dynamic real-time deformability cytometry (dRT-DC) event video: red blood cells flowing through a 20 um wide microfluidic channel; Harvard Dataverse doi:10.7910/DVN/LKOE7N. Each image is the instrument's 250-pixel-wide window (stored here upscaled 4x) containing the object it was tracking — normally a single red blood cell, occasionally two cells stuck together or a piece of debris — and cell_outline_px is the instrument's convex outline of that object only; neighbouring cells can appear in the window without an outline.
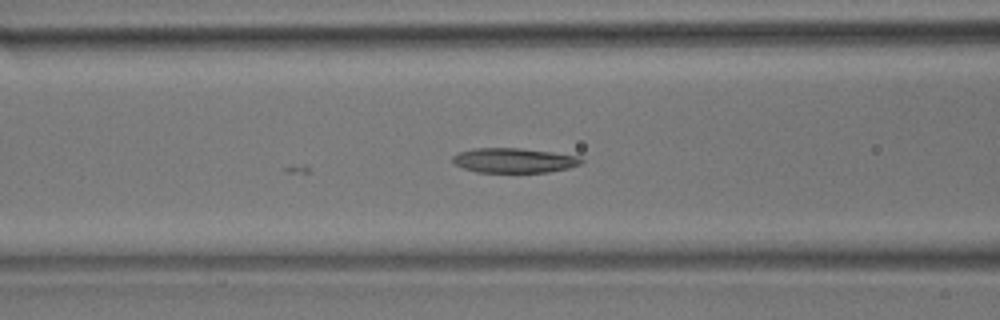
{"species": "common noctule bat (a hibernating species)", "species_latin": "Nyctalus noctula", "temperature_condition": "room temperature", "stored_images_in_passage": 5, "camera_frame_rate_fps": 3000, "um_per_image_px": 0.085, "animal": {"sex": "male", "body_mass_g": 17.9}, "frame": {"image": 1, "passage_image": 5, "time_ms": 1.333, "image_size_px": [1000, 320], "cell_outline_px": [[584, 160], [580, 164], [568, 168], [548, 172], [476, 172], [464, 168], [456, 164], [452, 160], [452, 156], [460, 152], [472, 148], [520, 148], [552, 152], [576, 156]], "centroid_in_image_um": [43.67, 13.63], "position_along_channel_um": 122.9, "area_um2": 18.38}}